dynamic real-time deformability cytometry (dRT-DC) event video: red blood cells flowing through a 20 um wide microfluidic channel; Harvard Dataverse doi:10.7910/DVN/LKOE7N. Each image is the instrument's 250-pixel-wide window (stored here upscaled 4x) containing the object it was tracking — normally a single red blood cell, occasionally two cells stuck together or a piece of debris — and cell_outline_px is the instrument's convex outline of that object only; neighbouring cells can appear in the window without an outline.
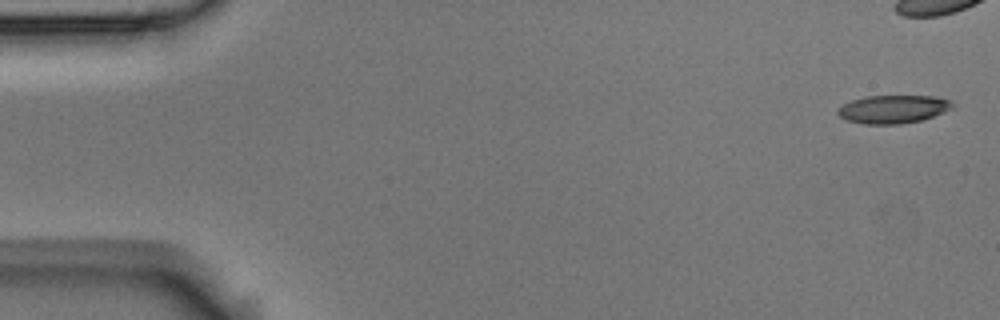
{"species": "Egyptian fruit bat (a non-hibernating species)", "species_latin": "Rousettus aegyptiacus", "temperature_condition": "room temperature", "stored_images_in_passage": 11, "camera_frame_rate_fps": 3000, "um_per_image_px": 0.085, "animal": {"sex": "male"}, "frame": {"image": 1, "passage_image": 1, "time_ms": 0.0, "image_size_px": [1000, 320], "cell_outline_px": [[956, 104], [952, 108], [944, 112], [920, 120], [900, 124], [864, 124], [848, 120], [840, 116], [836, 112], [844, 104], [852, 100], [864, 96], [932, 96], [952, 100]], "centroid_in_image_um": [75.95, 9.27], "position_along_channel_um": 9.1, "area_um2": 18.73}}
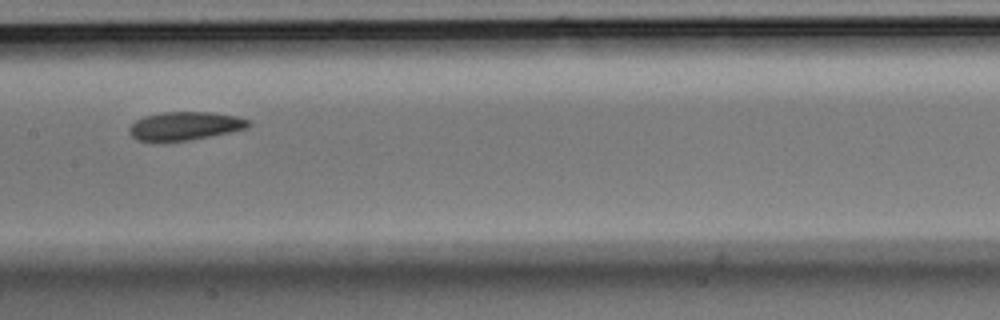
{"frame": {"image": 2, "passage_image": 8, "time_ms": 2.333, "image_size_px": [1000, 320], "cell_outline_px": [[252, 124], [248, 128], [188, 140], [136, 140], [128, 132], [128, 128], [136, 120], [144, 116], [164, 112], [208, 112], [236, 116], [248, 120]], "centroid_in_image_um": [15.71, 10.69], "position_along_channel_um": 191.7, "area_um2": 19.31}}
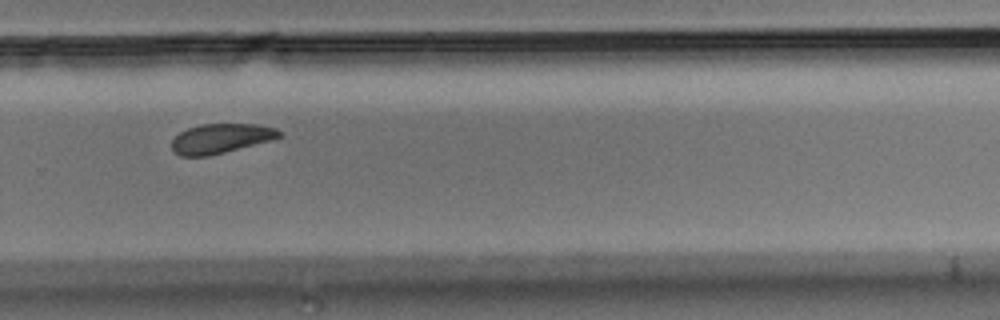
{"frame": {"image": 3, "passage_image": 11, "time_ms": 3.333, "image_size_px": [1000, 320], "cell_outline_px": [[284, 136], [272, 140], [208, 156], [180, 156], [172, 152], [172, 140], [180, 132], [188, 128], [200, 124], [256, 124], [276, 128], [284, 132]], "centroid_in_image_um": [18.8, 11.77], "position_along_channel_um": 311.0, "area_um2": 18.67}}